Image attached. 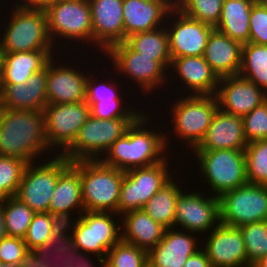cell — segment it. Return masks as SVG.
<instances>
[{
  "label": "cell",
  "instance_id": "cell-1",
  "mask_svg": "<svg viewBox=\"0 0 267 267\" xmlns=\"http://www.w3.org/2000/svg\"><path fill=\"white\" fill-rule=\"evenodd\" d=\"M49 148L44 111L0 109V156L32 163Z\"/></svg>",
  "mask_w": 267,
  "mask_h": 267
},
{
  "label": "cell",
  "instance_id": "cell-2",
  "mask_svg": "<svg viewBox=\"0 0 267 267\" xmlns=\"http://www.w3.org/2000/svg\"><path fill=\"white\" fill-rule=\"evenodd\" d=\"M144 114L133 122L123 137L118 138L110 146L106 151L107 157L99 158L103 164L126 172L134 168L151 166L165 159L161 154L168 147L166 134L158 135L153 130L151 132L150 129H143L145 123H148L146 119L149 118Z\"/></svg>",
  "mask_w": 267,
  "mask_h": 267
},
{
  "label": "cell",
  "instance_id": "cell-3",
  "mask_svg": "<svg viewBox=\"0 0 267 267\" xmlns=\"http://www.w3.org/2000/svg\"><path fill=\"white\" fill-rule=\"evenodd\" d=\"M114 214L117 213L84 211L81 215H78L67 247L70 260L80 267H92L91 260L88 257L86 258L85 253L82 254L83 250L87 254L95 253L100 263L105 260L104 256H107V252L121 240L119 232L121 226H117L112 219L113 217H111L112 215L115 216ZM102 255L104 258H102Z\"/></svg>",
  "mask_w": 267,
  "mask_h": 267
},
{
  "label": "cell",
  "instance_id": "cell-4",
  "mask_svg": "<svg viewBox=\"0 0 267 267\" xmlns=\"http://www.w3.org/2000/svg\"><path fill=\"white\" fill-rule=\"evenodd\" d=\"M125 172L97 160H80L84 211L117 213Z\"/></svg>",
  "mask_w": 267,
  "mask_h": 267
},
{
  "label": "cell",
  "instance_id": "cell-5",
  "mask_svg": "<svg viewBox=\"0 0 267 267\" xmlns=\"http://www.w3.org/2000/svg\"><path fill=\"white\" fill-rule=\"evenodd\" d=\"M10 21L0 38L3 53L53 50L45 10L14 7Z\"/></svg>",
  "mask_w": 267,
  "mask_h": 267
},
{
  "label": "cell",
  "instance_id": "cell-6",
  "mask_svg": "<svg viewBox=\"0 0 267 267\" xmlns=\"http://www.w3.org/2000/svg\"><path fill=\"white\" fill-rule=\"evenodd\" d=\"M137 118L102 120L90 116L80 128L73 144L62 155L70 162L97 160L118 139L123 137Z\"/></svg>",
  "mask_w": 267,
  "mask_h": 267
},
{
  "label": "cell",
  "instance_id": "cell-7",
  "mask_svg": "<svg viewBox=\"0 0 267 267\" xmlns=\"http://www.w3.org/2000/svg\"><path fill=\"white\" fill-rule=\"evenodd\" d=\"M194 152L200 162L201 173L217 197L248 183L244 150Z\"/></svg>",
  "mask_w": 267,
  "mask_h": 267
},
{
  "label": "cell",
  "instance_id": "cell-8",
  "mask_svg": "<svg viewBox=\"0 0 267 267\" xmlns=\"http://www.w3.org/2000/svg\"><path fill=\"white\" fill-rule=\"evenodd\" d=\"M220 222L239 227L267 220V185L246 183L219 197Z\"/></svg>",
  "mask_w": 267,
  "mask_h": 267
},
{
  "label": "cell",
  "instance_id": "cell-9",
  "mask_svg": "<svg viewBox=\"0 0 267 267\" xmlns=\"http://www.w3.org/2000/svg\"><path fill=\"white\" fill-rule=\"evenodd\" d=\"M166 161L165 157L157 164L125 172L117 208L119 215L142 209L149 199L172 179Z\"/></svg>",
  "mask_w": 267,
  "mask_h": 267
},
{
  "label": "cell",
  "instance_id": "cell-10",
  "mask_svg": "<svg viewBox=\"0 0 267 267\" xmlns=\"http://www.w3.org/2000/svg\"><path fill=\"white\" fill-rule=\"evenodd\" d=\"M70 163L62 154L43 165L28 163L15 196L35 213L49 212L58 176Z\"/></svg>",
  "mask_w": 267,
  "mask_h": 267
},
{
  "label": "cell",
  "instance_id": "cell-11",
  "mask_svg": "<svg viewBox=\"0 0 267 267\" xmlns=\"http://www.w3.org/2000/svg\"><path fill=\"white\" fill-rule=\"evenodd\" d=\"M175 135L188 141L195 149L204 138L219 108L216 95H192L184 97L173 106Z\"/></svg>",
  "mask_w": 267,
  "mask_h": 267
},
{
  "label": "cell",
  "instance_id": "cell-12",
  "mask_svg": "<svg viewBox=\"0 0 267 267\" xmlns=\"http://www.w3.org/2000/svg\"><path fill=\"white\" fill-rule=\"evenodd\" d=\"M45 13L52 42L58 35L77 41L84 39L87 43L93 41L91 7L88 0H54Z\"/></svg>",
  "mask_w": 267,
  "mask_h": 267
},
{
  "label": "cell",
  "instance_id": "cell-13",
  "mask_svg": "<svg viewBox=\"0 0 267 267\" xmlns=\"http://www.w3.org/2000/svg\"><path fill=\"white\" fill-rule=\"evenodd\" d=\"M45 134L49 148L63 147L64 153L75 141L80 128L91 116L85 102L47 104L44 108Z\"/></svg>",
  "mask_w": 267,
  "mask_h": 267
},
{
  "label": "cell",
  "instance_id": "cell-14",
  "mask_svg": "<svg viewBox=\"0 0 267 267\" xmlns=\"http://www.w3.org/2000/svg\"><path fill=\"white\" fill-rule=\"evenodd\" d=\"M106 52L114 67L138 82L144 91L151 92L150 90L155 89L159 83L161 85V82H164V70L167 68L153 57L142 56L134 51L126 42L112 45Z\"/></svg>",
  "mask_w": 267,
  "mask_h": 267
},
{
  "label": "cell",
  "instance_id": "cell-15",
  "mask_svg": "<svg viewBox=\"0 0 267 267\" xmlns=\"http://www.w3.org/2000/svg\"><path fill=\"white\" fill-rule=\"evenodd\" d=\"M201 195L196 192L184 194L181 191L176 201L174 226L178 223L185 231L204 233L221 223L219 197L204 198Z\"/></svg>",
  "mask_w": 267,
  "mask_h": 267
},
{
  "label": "cell",
  "instance_id": "cell-16",
  "mask_svg": "<svg viewBox=\"0 0 267 267\" xmlns=\"http://www.w3.org/2000/svg\"><path fill=\"white\" fill-rule=\"evenodd\" d=\"M170 13L176 18L173 26L166 27L171 59L187 56H203L209 35L214 27L185 16L178 9Z\"/></svg>",
  "mask_w": 267,
  "mask_h": 267
},
{
  "label": "cell",
  "instance_id": "cell-17",
  "mask_svg": "<svg viewBox=\"0 0 267 267\" xmlns=\"http://www.w3.org/2000/svg\"><path fill=\"white\" fill-rule=\"evenodd\" d=\"M218 85L219 108L235 116L243 117L267 100L263 89L240 75L222 77Z\"/></svg>",
  "mask_w": 267,
  "mask_h": 267
},
{
  "label": "cell",
  "instance_id": "cell-18",
  "mask_svg": "<svg viewBox=\"0 0 267 267\" xmlns=\"http://www.w3.org/2000/svg\"><path fill=\"white\" fill-rule=\"evenodd\" d=\"M204 250L212 267H247V254L239 227L220 223L213 227Z\"/></svg>",
  "mask_w": 267,
  "mask_h": 267
},
{
  "label": "cell",
  "instance_id": "cell-19",
  "mask_svg": "<svg viewBox=\"0 0 267 267\" xmlns=\"http://www.w3.org/2000/svg\"><path fill=\"white\" fill-rule=\"evenodd\" d=\"M91 7L93 42L104 54L124 42L123 0H88ZM99 43V45H98Z\"/></svg>",
  "mask_w": 267,
  "mask_h": 267
},
{
  "label": "cell",
  "instance_id": "cell-20",
  "mask_svg": "<svg viewBox=\"0 0 267 267\" xmlns=\"http://www.w3.org/2000/svg\"><path fill=\"white\" fill-rule=\"evenodd\" d=\"M247 144L242 117L218 108L204 138L193 151L245 150Z\"/></svg>",
  "mask_w": 267,
  "mask_h": 267
},
{
  "label": "cell",
  "instance_id": "cell-21",
  "mask_svg": "<svg viewBox=\"0 0 267 267\" xmlns=\"http://www.w3.org/2000/svg\"><path fill=\"white\" fill-rule=\"evenodd\" d=\"M47 64L21 84H0V106L10 110L44 111L47 103Z\"/></svg>",
  "mask_w": 267,
  "mask_h": 267
},
{
  "label": "cell",
  "instance_id": "cell-22",
  "mask_svg": "<svg viewBox=\"0 0 267 267\" xmlns=\"http://www.w3.org/2000/svg\"><path fill=\"white\" fill-rule=\"evenodd\" d=\"M51 58L47 63V103H79L86 100V81L90 76L71 67L55 66Z\"/></svg>",
  "mask_w": 267,
  "mask_h": 267
},
{
  "label": "cell",
  "instance_id": "cell-23",
  "mask_svg": "<svg viewBox=\"0 0 267 267\" xmlns=\"http://www.w3.org/2000/svg\"><path fill=\"white\" fill-rule=\"evenodd\" d=\"M173 229H166L163 239L147 253L150 267H184L187 259L200 250L195 237Z\"/></svg>",
  "mask_w": 267,
  "mask_h": 267
},
{
  "label": "cell",
  "instance_id": "cell-24",
  "mask_svg": "<svg viewBox=\"0 0 267 267\" xmlns=\"http://www.w3.org/2000/svg\"><path fill=\"white\" fill-rule=\"evenodd\" d=\"M242 45L213 29L204 51V59L219 78L239 75L241 68Z\"/></svg>",
  "mask_w": 267,
  "mask_h": 267
},
{
  "label": "cell",
  "instance_id": "cell-25",
  "mask_svg": "<svg viewBox=\"0 0 267 267\" xmlns=\"http://www.w3.org/2000/svg\"><path fill=\"white\" fill-rule=\"evenodd\" d=\"M170 11L159 0H123L124 42L134 33L160 28Z\"/></svg>",
  "mask_w": 267,
  "mask_h": 267
},
{
  "label": "cell",
  "instance_id": "cell-26",
  "mask_svg": "<svg viewBox=\"0 0 267 267\" xmlns=\"http://www.w3.org/2000/svg\"><path fill=\"white\" fill-rule=\"evenodd\" d=\"M170 68H175L181 81L192 95H216L220 78L212 70L203 56L177 57L171 62Z\"/></svg>",
  "mask_w": 267,
  "mask_h": 267
},
{
  "label": "cell",
  "instance_id": "cell-27",
  "mask_svg": "<svg viewBox=\"0 0 267 267\" xmlns=\"http://www.w3.org/2000/svg\"><path fill=\"white\" fill-rule=\"evenodd\" d=\"M121 240L134 244L147 253L162 239L166 228L155 222L143 209L124 214Z\"/></svg>",
  "mask_w": 267,
  "mask_h": 267
},
{
  "label": "cell",
  "instance_id": "cell-28",
  "mask_svg": "<svg viewBox=\"0 0 267 267\" xmlns=\"http://www.w3.org/2000/svg\"><path fill=\"white\" fill-rule=\"evenodd\" d=\"M52 56V50L4 53L0 84L26 82L34 73L44 69Z\"/></svg>",
  "mask_w": 267,
  "mask_h": 267
},
{
  "label": "cell",
  "instance_id": "cell-29",
  "mask_svg": "<svg viewBox=\"0 0 267 267\" xmlns=\"http://www.w3.org/2000/svg\"><path fill=\"white\" fill-rule=\"evenodd\" d=\"M78 207L81 210L77 214L81 215V212H84V207L81 192L80 160L71 162L59 174L50 199L49 212H72L75 210L74 208Z\"/></svg>",
  "mask_w": 267,
  "mask_h": 267
},
{
  "label": "cell",
  "instance_id": "cell-30",
  "mask_svg": "<svg viewBox=\"0 0 267 267\" xmlns=\"http://www.w3.org/2000/svg\"><path fill=\"white\" fill-rule=\"evenodd\" d=\"M254 0H224L220 20L215 29L241 45L249 42L250 14Z\"/></svg>",
  "mask_w": 267,
  "mask_h": 267
},
{
  "label": "cell",
  "instance_id": "cell-31",
  "mask_svg": "<svg viewBox=\"0 0 267 267\" xmlns=\"http://www.w3.org/2000/svg\"><path fill=\"white\" fill-rule=\"evenodd\" d=\"M125 42L134 51L142 54V56L153 57L154 60L159 61L165 68L171 66L172 59L165 27L134 33L127 37Z\"/></svg>",
  "mask_w": 267,
  "mask_h": 267
},
{
  "label": "cell",
  "instance_id": "cell-32",
  "mask_svg": "<svg viewBox=\"0 0 267 267\" xmlns=\"http://www.w3.org/2000/svg\"><path fill=\"white\" fill-rule=\"evenodd\" d=\"M170 180L143 206V210L166 229L174 228L175 208L181 189Z\"/></svg>",
  "mask_w": 267,
  "mask_h": 267
},
{
  "label": "cell",
  "instance_id": "cell-33",
  "mask_svg": "<svg viewBox=\"0 0 267 267\" xmlns=\"http://www.w3.org/2000/svg\"><path fill=\"white\" fill-rule=\"evenodd\" d=\"M239 75L250 80L267 93V45L251 42L242 45Z\"/></svg>",
  "mask_w": 267,
  "mask_h": 267
},
{
  "label": "cell",
  "instance_id": "cell-34",
  "mask_svg": "<svg viewBox=\"0 0 267 267\" xmlns=\"http://www.w3.org/2000/svg\"><path fill=\"white\" fill-rule=\"evenodd\" d=\"M69 261L67 246L58 241H51L28 249L16 267H63Z\"/></svg>",
  "mask_w": 267,
  "mask_h": 267
},
{
  "label": "cell",
  "instance_id": "cell-35",
  "mask_svg": "<svg viewBox=\"0 0 267 267\" xmlns=\"http://www.w3.org/2000/svg\"><path fill=\"white\" fill-rule=\"evenodd\" d=\"M2 202L6 235L24 238L35 212L16 196Z\"/></svg>",
  "mask_w": 267,
  "mask_h": 267
},
{
  "label": "cell",
  "instance_id": "cell-36",
  "mask_svg": "<svg viewBox=\"0 0 267 267\" xmlns=\"http://www.w3.org/2000/svg\"><path fill=\"white\" fill-rule=\"evenodd\" d=\"M100 267H146L147 252L120 240L108 252Z\"/></svg>",
  "mask_w": 267,
  "mask_h": 267
},
{
  "label": "cell",
  "instance_id": "cell-37",
  "mask_svg": "<svg viewBox=\"0 0 267 267\" xmlns=\"http://www.w3.org/2000/svg\"><path fill=\"white\" fill-rule=\"evenodd\" d=\"M244 154L248 183L267 185V139L248 143Z\"/></svg>",
  "mask_w": 267,
  "mask_h": 267
},
{
  "label": "cell",
  "instance_id": "cell-38",
  "mask_svg": "<svg viewBox=\"0 0 267 267\" xmlns=\"http://www.w3.org/2000/svg\"><path fill=\"white\" fill-rule=\"evenodd\" d=\"M247 254V267H253L267 254V220L239 226Z\"/></svg>",
  "mask_w": 267,
  "mask_h": 267
},
{
  "label": "cell",
  "instance_id": "cell-39",
  "mask_svg": "<svg viewBox=\"0 0 267 267\" xmlns=\"http://www.w3.org/2000/svg\"><path fill=\"white\" fill-rule=\"evenodd\" d=\"M27 164L16 157L0 156V200L16 195Z\"/></svg>",
  "mask_w": 267,
  "mask_h": 267
},
{
  "label": "cell",
  "instance_id": "cell-40",
  "mask_svg": "<svg viewBox=\"0 0 267 267\" xmlns=\"http://www.w3.org/2000/svg\"><path fill=\"white\" fill-rule=\"evenodd\" d=\"M224 0H183L178 8L185 16L216 27L222 13Z\"/></svg>",
  "mask_w": 267,
  "mask_h": 267
},
{
  "label": "cell",
  "instance_id": "cell-41",
  "mask_svg": "<svg viewBox=\"0 0 267 267\" xmlns=\"http://www.w3.org/2000/svg\"><path fill=\"white\" fill-rule=\"evenodd\" d=\"M52 217L50 212L35 213L30 223L24 242L27 249H34L40 245L51 242Z\"/></svg>",
  "mask_w": 267,
  "mask_h": 267
},
{
  "label": "cell",
  "instance_id": "cell-42",
  "mask_svg": "<svg viewBox=\"0 0 267 267\" xmlns=\"http://www.w3.org/2000/svg\"><path fill=\"white\" fill-rule=\"evenodd\" d=\"M248 143L267 139V100L242 117Z\"/></svg>",
  "mask_w": 267,
  "mask_h": 267
},
{
  "label": "cell",
  "instance_id": "cell-43",
  "mask_svg": "<svg viewBox=\"0 0 267 267\" xmlns=\"http://www.w3.org/2000/svg\"><path fill=\"white\" fill-rule=\"evenodd\" d=\"M85 101L90 105L91 116L97 119L138 118L142 114L140 112L136 113L131 108L129 110L127 108L123 109L121 99Z\"/></svg>",
  "mask_w": 267,
  "mask_h": 267
},
{
  "label": "cell",
  "instance_id": "cell-44",
  "mask_svg": "<svg viewBox=\"0 0 267 267\" xmlns=\"http://www.w3.org/2000/svg\"><path fill=\"white\" fill-rule=\"evenodd\" d=\"M249 30V42L267 45V9L259 2H255L252 6Z\"/></svg>",
  "mask_w": 267,
  "mask_h": 267
},
{
  "label": "cell",
  "instance_id": "cell-45",
  "mask_svg": "<svg viewBox=\"0 0 267 267\" xmlns=\"http://www.w3.org/2000/svg\"><path fill=\"white\" fill-rule=\"evenodd\" d=\"M27 250L23 238L6 235L0 240V263L17 266Z\"/></svg>",
  "mask_w": 267,
  "mask_h": 267
},
{
  "label": "cell",
  "instance_id": "cell-46",
  "mask_svg": "<svg viewBox=\"0 0 267 267\" xmlns=\"http://www.w3.org/2000/svg\"><path fill=\"white\" fill-rule=\"evenodd\" d=\"M51 217H52V228H51L52 241H58L68 247L77 219H75L76 221H74V224H72V229L69 230L71 227L70 212L62 211L57 213H51ZM66 230L72 231L71 236L66 235L67 234Z\"/></svg>",
  "mask_w": 267,
  "mask_h": 267
},
{
  "label": "cell",
  "instance_id": "cell-47",
  "mask_svg": "<svg viewBox=\"0 0 267 267\" xmlns=\"http://www.w3.org/2000/svg\"><path fill=\"white\" fill-rule=\"evenodd\" d=\"M94 80H90L89 78H87L86 81V100H112V99H123L121 97L118 96V93L116 90H114L113 88H115L114 84H93L94 82H92ZM113 85V86H112ZM112 86V87H111Z\"/></svg>",
  "mask_w": 267,
  "mask_h": 267
},
{
  "label": "cell",
  "instance_id": "cell-48",
  "mask_svg": "<svg viewBox=\"0 0 267 267\" xmlns=\"http://www.w3.org/2000/svg\"><path fill=\"white\" fill-rule=\"evenodd\" d=\"M184 267H212L206 252L198 250L190 256L184 264Z\"/></svg>",
  "mask_w": 267,
  "mask_h": 267
},
{
  "label": "cell",
  "instance_id": "cell-49",
  "mask_svg": "<svg viewBox=\"0 0 267 267\" xmlns=\"http://www.w3.org/2000/svg\"><path fill=\"white\" fill-rule=\"evenodd\" d=\"M25 1V3L23 2ZM22 4H16L19 9L46 10L54 0H23Z\"/></svg>",
  "mask_w": 267,
  "mask_h": 267
},
{
  "label": "cell",
  "instance_id": "cell-50",
  "mask_svg": "<svg viewBox=\"0 0 267 267\" xmlns=\"http://www.w3.org/2000/svg\"><path fill=\"white\" fill-rule=\"evenodd\" d=\"M6 236V229L4 223V214H3V202L0 200V240Z\"/></svg>",
  "mask_w": 267,
  "mask_h": 267
},
{
  "label": "cell",
  "instance_id": "cell-51",
  "mask_svg": "<svg viewBox=\"0 0 267 267\" xmlns=\"http://www.w3.org/2000/svg\"><path fill=\"white\" fill-rule=\"evenodd\" d=\"M163 2L165 5H167L171 10L178 9L181 4L183 3V0H159Z\"/></svg>",
  "mask_w": 267,
  "mask_h": 267
},
{
  "label": "cell",
  "instance_id": "cell-52",
  "mask_svg": "<svg viewBox=\"0 0 267 267\" xmlns=\"http://www.w3.org/2000/svg\"><path fill=\"white\" fill-rule=\"evenodd\" d=\"M253 267H267V254L264 255Z\"/></svg>",
  "mask_w": 267,
  "mask_h": 267
},
{
  "label": "cell",
  "instance_id": "cell-53",
  "mask_svg": "<svg viewBox=\"0 0 267 267\" xmlns=\"http://www.w3.org/2000/svg\"><path fill=\"white\" fill-rule=\"evenodd\" d=\"M3 51L0 45V77H1V73H2V63H3Z\"/></svg>",
  "mask_w": 267,
  "mask_h": 267
},
{
  "label": "cell",
  "instance_id": "cell-54",
  "mask_svg": "<svg viewBox=\"0 0 267 267\" xmlns=\"http://www.w3.org/2000/svg\"><path fill=\"white\" fill-rule=\"evenodd\" d=\"M63 267H80L77 263L73 262L72 260H70L66 265H64Z\"/></svg>",
  "mask_w": 267,
  "mask_h": 267
},
{
  "label": "cell",
  "instance_id": "cell-55",
  "mask_svg": "<svg viewBox=\"0 0 267 267\" xmlns=\"http://www.w3.org/2000/svg\"><path fill=\"white\" fill-rule=\"evenodd\" d=\"M264 8L267 9V0H259L258 1Z\"/></svg>",
  "mask_w": 267,
  "mask_h": 267
},
{
  "label": "cell",
  "instance_id": "cell-56",
  "mask_svg": "<svg viewBox=\"0 0 267 267\" xmlns=\"http://www.w3.org/2000/svg\"><path fill=\"white\" fill-rule=\"evenodd\" d=\"M0 267H16V266L0 263Z\"/></svg>",
  "mask_w": 267,
  "mask_h": 267
},
{
  "label": "cell",
  "instance_id": "cell-57",
  "mask_svg": "<svg viewBox=\"0 0 267 267\" xmlns=\"http://www.w3.org/2000/svg\"><path fill=\"white\" fill-rule=\"evenodd\" d=\"M0 101H1V85H0Z\"/></svg>",
  "mask_w": 267,
  "mask_h": 267
}]
</instances>
